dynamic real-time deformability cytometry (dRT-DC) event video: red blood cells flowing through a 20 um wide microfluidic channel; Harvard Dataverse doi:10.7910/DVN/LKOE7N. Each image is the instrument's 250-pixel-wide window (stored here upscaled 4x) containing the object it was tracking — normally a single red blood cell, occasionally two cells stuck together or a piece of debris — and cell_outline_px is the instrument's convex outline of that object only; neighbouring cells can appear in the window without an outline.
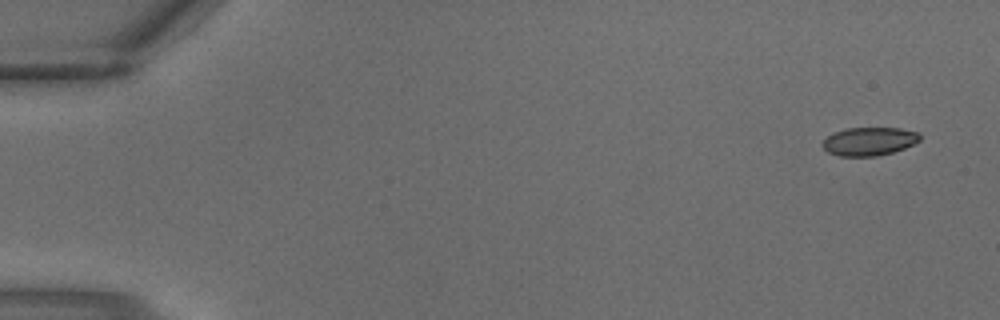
{"species": "common noctule bat (a hibernating species)", "species_latin": "Nyctalus noctula", "temperature_condition": "warm", "stored_images_in_passage": 3, "camera_frame_rate_fps": 3000, "um_per_image_px": 0.085, "animal": {"sex": "male", "body_mass_g": 18.8}, "frame": {"image": 1, "passage_image": 1, "time_ms": 0.0, "image_size_px": [1000, 320], "cell_outline_px": [[920, 140], [904, 148], [892, 152], [876, 156], [840, 156], [828, 152], [820, 144], [828, 136], [836, 132], [848, 128], [900, 128], [920, 132]], "centroid_in_image_um": [73.89, 12.01], "position_along_channel_um": 11.1, "area_um2": 15.95}}
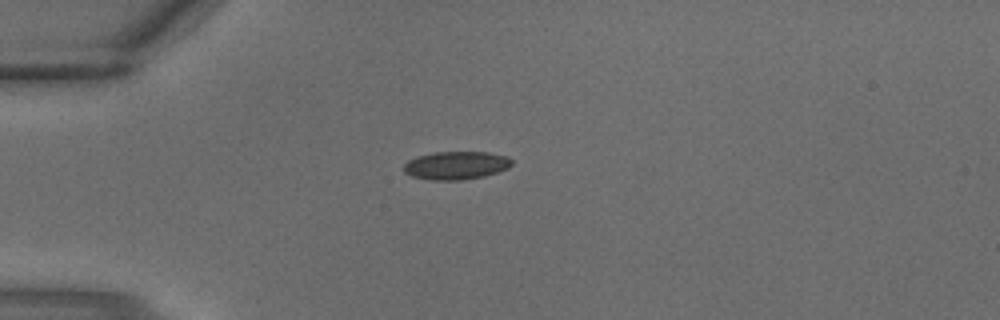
{"frame": {"image": 2, "passage_image": 3, "time_ms": 0.667, "image_size_px": [1000, 320], "cell_outline_px": [[512, 164], [508, 168], [484, 176], [460, 180], [432, 180], [412, 176], [404, 172], [404, 164], [408, 160], [416, 156], [436, 152], [488, 152], [508, 156], [512, 160]], "centroid_in_image_um": [38.77, 14.05], "position_along_channel_um": 46.2, "area_um2": 17.69}}